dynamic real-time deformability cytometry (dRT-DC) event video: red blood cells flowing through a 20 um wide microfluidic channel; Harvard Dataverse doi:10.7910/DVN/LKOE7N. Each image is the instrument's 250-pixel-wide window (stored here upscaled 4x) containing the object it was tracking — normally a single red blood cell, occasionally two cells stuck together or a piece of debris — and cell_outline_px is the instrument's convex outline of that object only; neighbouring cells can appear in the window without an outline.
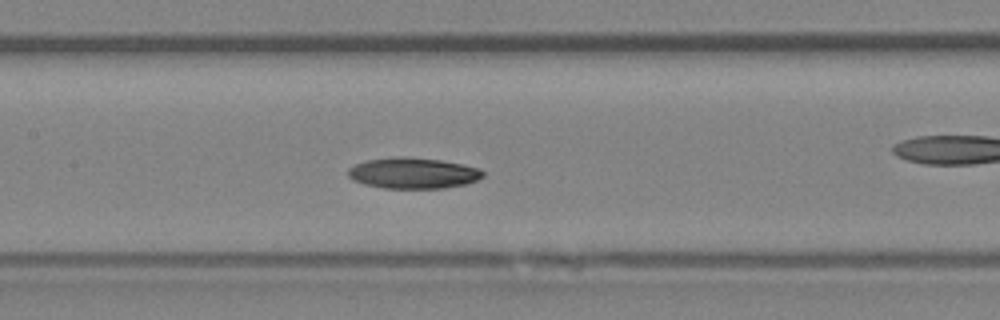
{"species": "Egyptian fruit bat (a non-hibernating species)", "species_latin": "Rousettus aegyptiacus", "temperature_condition": "room temperature", "stored_images_in_passage": 36, "camera_frame_rate_fps": 3000, "um_per_image_px": 0.085, "animal": {"sex": "female"}, "frame": {"image": 1, "passage_image": 16, "time_ms": 5.0, "image_size_px": [1000, 320], "cell_outline_px": [[484, 176], [476, 180], [464, 184], [444, 188], [384, 188], [364, 184], [352, 180], [348, 176], [348, 168], [356, 164], [368, 160], [392, 156], [404, 156], [440, 160], [464, 164], [480, 168], [484, 172]], "centroid_in_image_um": [35.11, 14.7], "position_along_channel_um": 172.3, "area_um2": 24.39}}